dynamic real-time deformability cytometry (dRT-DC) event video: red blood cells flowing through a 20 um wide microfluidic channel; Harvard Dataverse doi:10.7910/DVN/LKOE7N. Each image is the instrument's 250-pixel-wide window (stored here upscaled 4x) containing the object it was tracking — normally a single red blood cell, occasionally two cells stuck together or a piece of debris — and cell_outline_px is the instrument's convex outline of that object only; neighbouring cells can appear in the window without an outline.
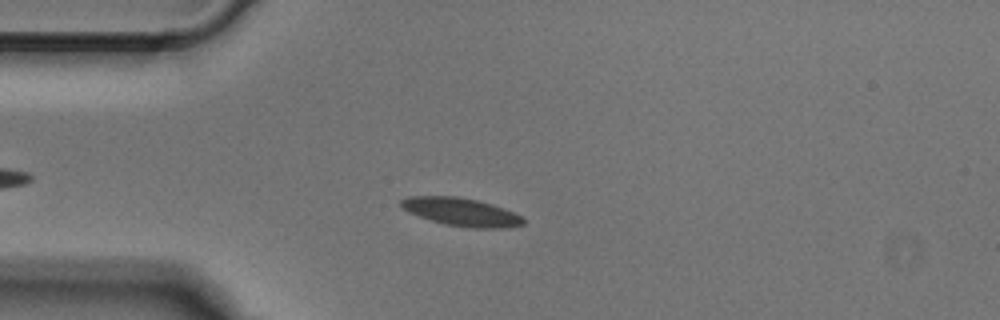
{"species": "Egyptian fruit bat (a non-hibernating species)", "species_latin": "Rousettus aegyptiacus", "temperature_condition": "cold", "stored_images_in_passage": 35, "camera_frame_rate_fps": 3000, "um_per_image_px": 0.085, "animal": {"sex": "male"}, "frame": {"image": 1, "passage_image": 9, "time_ms": 2.667, "image_size_px": [1000, 320], "cell_outline_px": [[524, 224], [504, 228], [472, 228], [444, 224], [408, 212], [400, 208], [400, 200], [408, 196], [460, 196], [492, 204], [504, 208], [520, 216], [524, 220]], "centroid_in_image_um": [39.17, 18.01], "position_along_channel_um": 45.8, "area_um2": 19.94}}
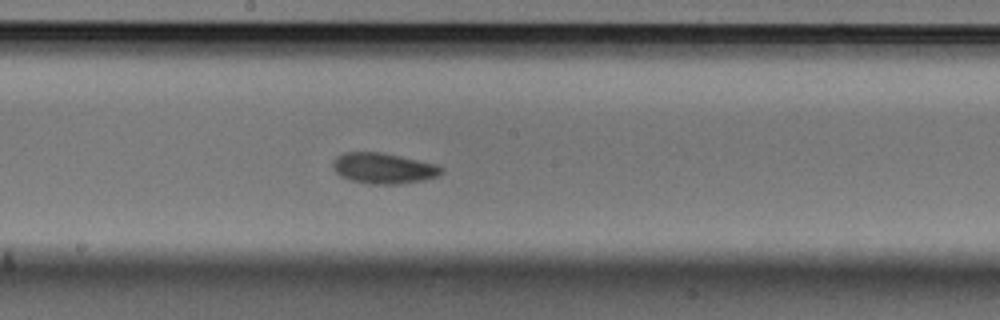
{"frame": {"image": 2, "passage_image": 23, "time_ms": 7.333, "image_size_px": [1000, 320], "cell_outline_px": [[444, 172], [436, 176], [424, 180], [400, 184], [368, 184], [352, 180], [340, 176], [332, 168], [332, 160], [336, 156], [344, 152], [384, 152], [436, 164], [444, 168]], "centroid_in_image_um": [32.58, 14.29], "position_along_channel_um": 215.6, "area_um2": 19.65}}
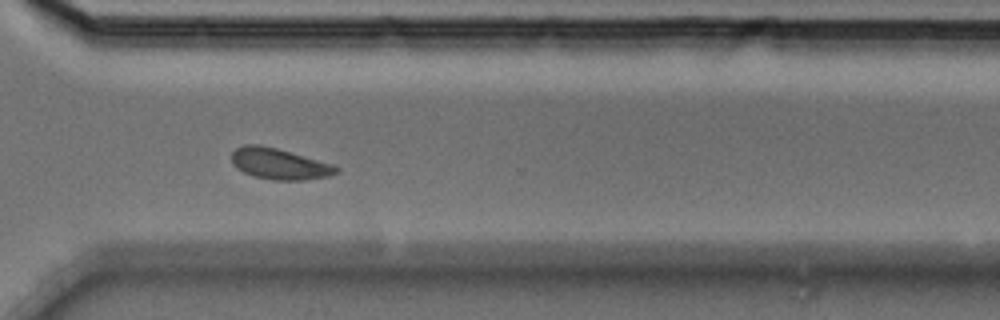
{"frame": {"image": 3, "passage_image": 33, "time_ms": 10.667, "image_size_px": [1000, 320], "cell_outline_px": [[340, 172], [328, 176], [304, 180], [272, 180], [256, 176], [244, 172], [236, 168], [232, 164], [232, 152], [236, 148], [244, 144], [260, 144], [276, 148], [332, 164], [340, 168]], "centroid_in_image_um": [23.73, 13.92], "position_along_channel_um": 346.9, "area_um2": 18.84}}